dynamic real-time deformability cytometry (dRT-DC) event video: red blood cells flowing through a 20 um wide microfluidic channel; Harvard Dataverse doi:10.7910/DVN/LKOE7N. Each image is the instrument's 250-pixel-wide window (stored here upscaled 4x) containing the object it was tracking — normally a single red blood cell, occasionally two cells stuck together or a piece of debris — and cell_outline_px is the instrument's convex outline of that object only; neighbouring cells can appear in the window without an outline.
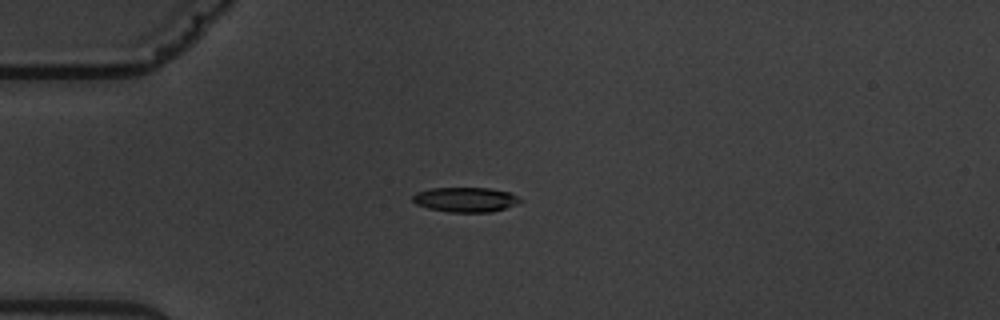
{"species": "common noctule bat (a hibernating species)", "species_latin": "Nyctalus noctula", "temperature_condition": "warm", "stored_images_in_passage": 8, "camera_frame_rate_fps": 3000, "um_per_image_px": 0.085, "animal": {"sex": "male", "body_mass_g": 19.5, "forearm_length_mm": 54.6}, "frame": {"image": 1, "passage_image": 1, "time_ms": 0.0, "image_size_px": [1000, 320], "cell_outline_px": [[520, 200], [516, 204], [492, 212], [448, 212], [428, 208], [416, 204], [412, 200], [412, 196], [416, 192], [432, 188], [488, 188], [508, 192], [516, 196]], "centroid_in_image_um": [39.51, 16.97], "position_along_channel_um": 45.5, "area_um2": 15.32}}
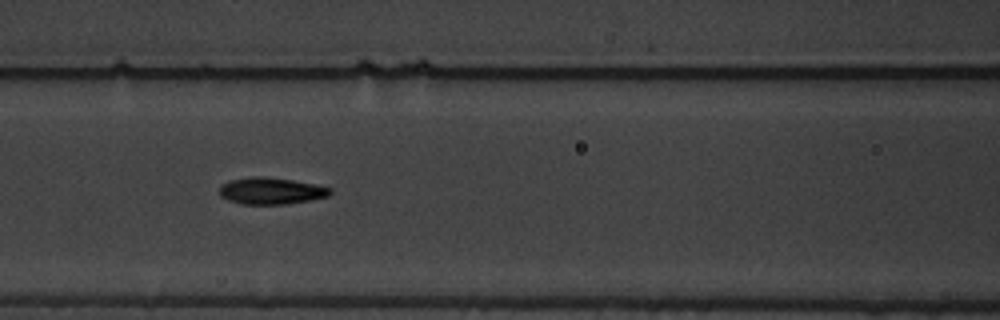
{"frame": {"image": 2, "passage_image": 4, "time_ms": 3.333, "image_size_px": [1000, 320], "cell_outline_px": [[332, 192], [328, 196], [308, 200], [284, 204], [244, 204], [228, 200], [220, 196], [220, 184], [228, 180], [248, 176], [264, 176], [292, 180], [332, 188]], "centroid_in_image_um": [22.98, 16.21], "position_along_channel_um": 143.6, "area_um2": 17.22}}
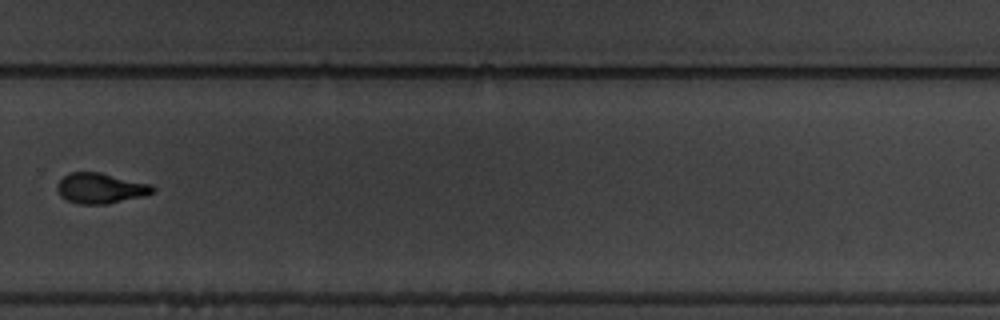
{"frame": {"image": 3, "passage_image": 8, "time_ms": 8.333, "image_size_px": [1000, 320], "cell_outline_px": [[156, 188], [152, 192], [144, 196], [108, 204], [76, 204], [60, 196], [56, 188], [56, 184], [68, 172], [100, 172], [152, 184]], "centroid_in_image_um": [8.54, 16.0], "position_along_channel_um": 321.3, "area_um2": 17.11}}